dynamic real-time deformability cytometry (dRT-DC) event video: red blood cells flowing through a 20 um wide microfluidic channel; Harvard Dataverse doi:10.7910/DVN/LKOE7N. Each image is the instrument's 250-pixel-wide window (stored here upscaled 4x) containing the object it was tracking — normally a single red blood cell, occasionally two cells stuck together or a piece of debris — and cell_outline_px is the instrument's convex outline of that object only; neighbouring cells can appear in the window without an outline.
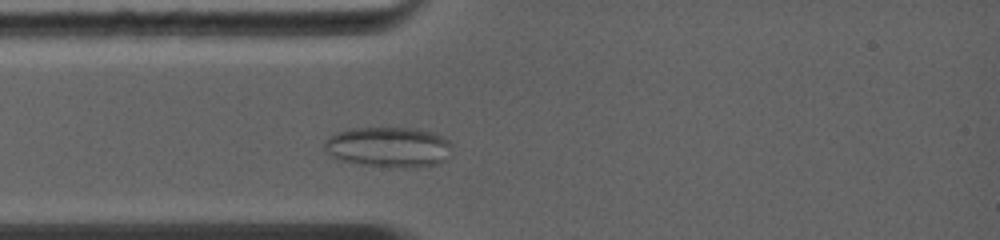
{"species": "common noctule bat (a hibernating species)", "species_latin": "Nyctalus noctula", "temperature_condition": "warm", "stored_images_in_passage": 36, "camera_frame_rate_fps": 5000, "um_per_image_px": 0.085, "animal": {"sex": "female", "body_mass_g": 19.0, "forearm_length_mm": 56.7}, "frame": {"image": 1, "passage_image": 7, "time_ms": 1.8, "image_size_px": [1000, 240], "cell_outline_px": [[452, 156], [436, 164], [412, 168], [400, 168], [360, 164], [340, 160], [328, 156], [324, 148], [324, 140], [328, 136], [336, 132], [352, 128], [412, 128], [432, 132], [448, 140], [452, 144]], "centroid_in_image_um": [33.02, 12.51], "position_along_channel_um": 52.0, "area_um2": 30.46}}
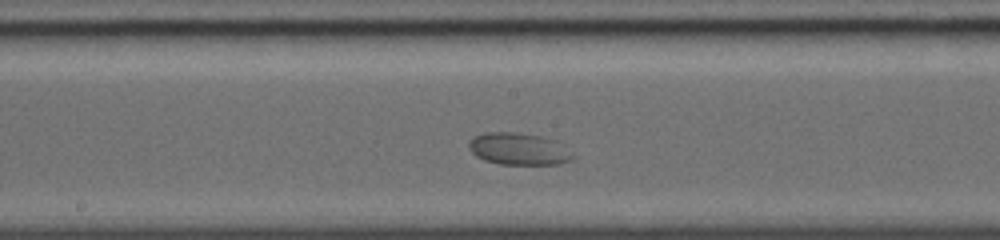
{"frame": {"image": 2, "passage_image": 19, "time_ms": 5.4, "image_size_px": [1000, 240], "cell_outline_px": [[576, 156], [572, 160], [560, 164], [500, 164], [484, 160], [476, 156], [468, 148], [468, 140], [472, 136], [484, 132], [516, 132], [540, 136], [556, 140]], "centroid_in_image_um": [44.07, 12.65], "position_along_channel_um": 204.1, "area_um2": 19.65}}
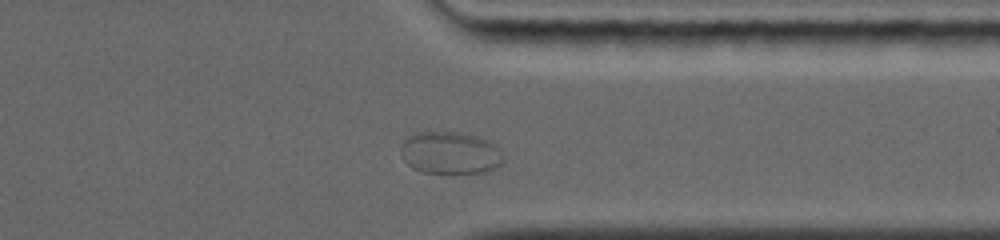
{"frame": {"image": 3, "passage_image": 32, "time_ms": 9.4, "image_size_px": [1000, 240], "cell_outline_px": [[504, 160], [496, 168], [488, 172], [420, 172], [412, 168], [404, 160], [400, 152], [400, 148], [404, 140], [408, 136], [416, 132], [460, 132], [476, 136], [500, 148]], "centroid_in_image_um": [38.25, 12.99], "position_along_channel_um": 373.2, "area_um2": 25.2}}